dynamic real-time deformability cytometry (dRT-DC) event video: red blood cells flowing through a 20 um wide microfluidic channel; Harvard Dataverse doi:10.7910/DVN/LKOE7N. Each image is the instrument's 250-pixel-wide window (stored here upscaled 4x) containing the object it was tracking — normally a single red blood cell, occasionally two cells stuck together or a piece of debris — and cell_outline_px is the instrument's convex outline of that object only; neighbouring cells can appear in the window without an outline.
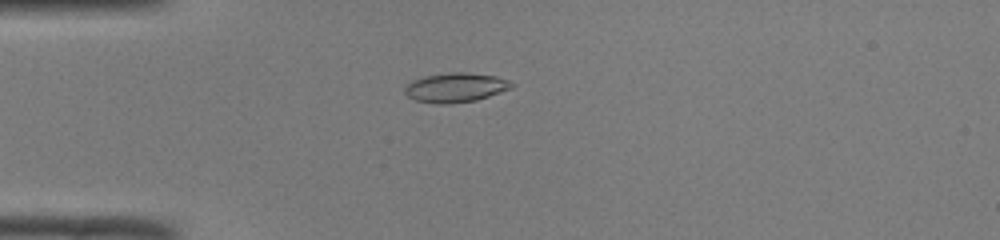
{"species": "common noctule bat (a hibernating species)", "species_latin": "Nyctalus noctula", "temperature_condition": "room temperature", "stored_images_in_passage": 44, "camera_frame_rate_fps": 3000, "um_per_image_px": 0.085, "animal": {"sex": "male", "body_mass_g": 19.0, "forearm_length_mm": 50.8}, "frame": {"image": 1, "passage_image": 8, "time_ms": 2.333, "image_size_px": [1000, 240], "cell_outline_px": [[516, 84], [512, 88], [476, 100], [448, 104], [436, 104], [416, 100], [408, 96], [404, 92], [404, 88], [412, 80], [424, 76], [448, 72], [468, 72], [496, 76], [508, 80]], "centroid_in_image_um": [38.73, 7.43], "position_along_channel_um": 46.3, "area_um2": 18.38}}
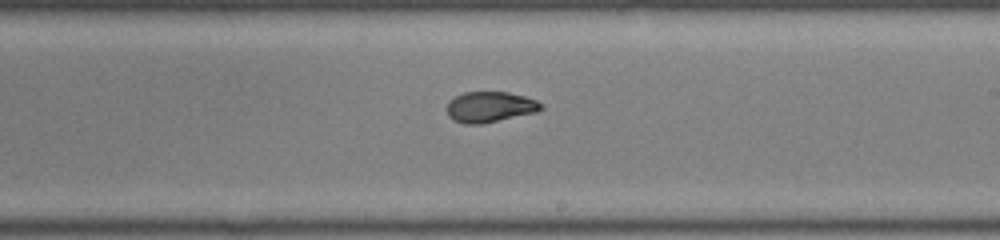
{"frame": {"image": 2, "passage_image": 24, "time_ms": 7.667, "image_size_px": [1000, 240], "cell_outline_px": [[544, 108], [536, 112], [480, 124], [464, 124], [452, 120], [448, 116], [448, 100], [464, 92], [508, 92], [524, 96], [536, 100], [544, 104]], "centroid_in_image_um": [41.65, 9.09], "position_along_channel_um": 247.4, "area_um2": 16.82}}
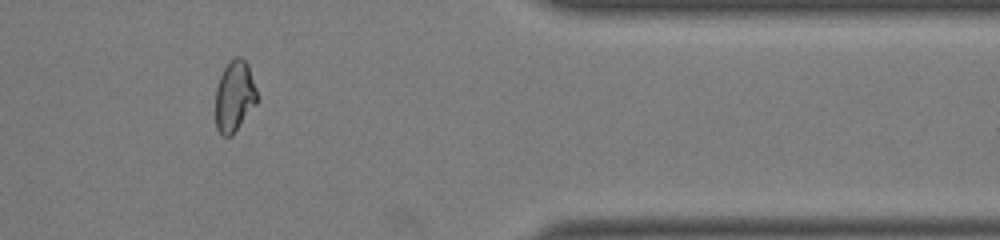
{"frame": {"image": 3, "passage_image": 36, "time_ms": 11.667, "image_size_px": [1000, 240], "cell_outline_px": [[256, 104], [232, 136], [220, 136], [216, 128], [216, 88], [220, 76], [228, 60], [236, 56], [240, 56], [248, 64], [256, 88]], "centroid_in_image_um": [19.91, 8.18], "position_along_channel_um": 391.5, "area_um2": 17.28}, "authors_computed_cell_mechanics": {"area_um2": 17.34, "velocity_mm_per_s": 4.1174, "shape_relaxation_time_tau1_ms": 6.1319, "shape_relaxation_time_tau2_ms": 1.0161, "deformation_change_tau1": 0.2016, "deformation_change_tau2": 0.0567}}